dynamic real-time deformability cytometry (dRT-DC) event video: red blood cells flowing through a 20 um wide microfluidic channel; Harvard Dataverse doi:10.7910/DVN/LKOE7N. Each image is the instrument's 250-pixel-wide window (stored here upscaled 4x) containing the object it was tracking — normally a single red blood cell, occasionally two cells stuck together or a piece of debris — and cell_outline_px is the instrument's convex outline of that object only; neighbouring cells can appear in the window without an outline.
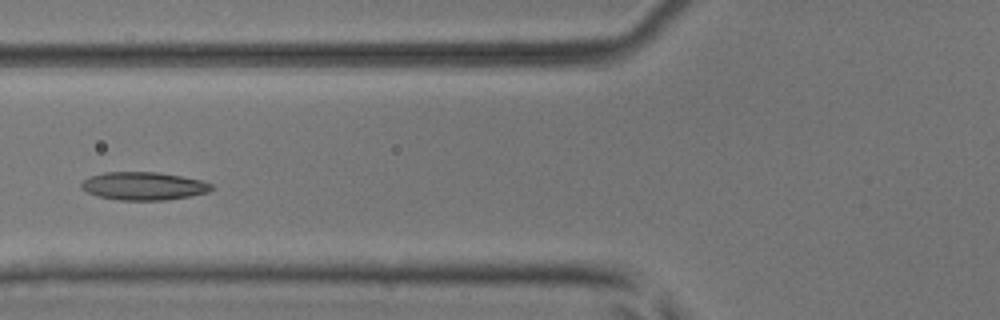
{"species": "common noctule bat (a hibernating species)", "species_latin": "Nyctalus noctula", "temperature_condition": "room temperature", "stored_images_in_passage": 4, "camera_frame_rate_fps": 3000, "um_per_image_px": 0.085, "animal": {"sex": "male", "body_mass_g": 17.9, "forearm_length_mm": 54.2}, "frame": {"image": 1, "passage_image": 3, "time_ms": 0.667, "image_size_px": [1000, 320], "cell_outline_px": [[216, 188], [208, 192], [192, 196], [164, 200], [120, 200], [100, 196], [88, 192], [80, 188], [80, 184], [84, 180], [92, 176], [104, 172], [160, 172], [200, 180], [212, 184]], "centroid_in_image_um": [12.25, 15.81], "position_along_channel_um": 113.6, "area_um2": 21.21}}
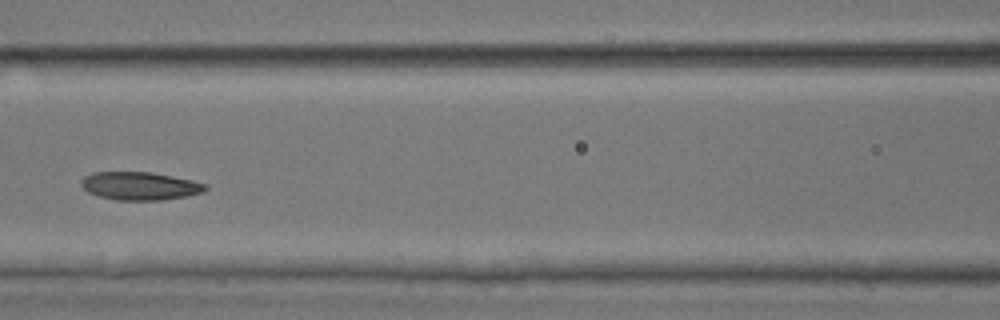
{"frame": {"image": 2, "passage_image": 4, "time_ms": 1.0, "image_size_px": [1000, 320], "cell_outline_px": [[208, 188], [204, 192], [184, 196], [160, 200], [116, 200], [100, 196], [88, 192], [80, 184], [80, 180], [84, 176], [92, 172], [152, 172], [192, 180], [208, 184]], "centroid_in_image_um": [11.89, 15.79], "position_along_channel_um": 154.7, "area_um2": 20.35}}